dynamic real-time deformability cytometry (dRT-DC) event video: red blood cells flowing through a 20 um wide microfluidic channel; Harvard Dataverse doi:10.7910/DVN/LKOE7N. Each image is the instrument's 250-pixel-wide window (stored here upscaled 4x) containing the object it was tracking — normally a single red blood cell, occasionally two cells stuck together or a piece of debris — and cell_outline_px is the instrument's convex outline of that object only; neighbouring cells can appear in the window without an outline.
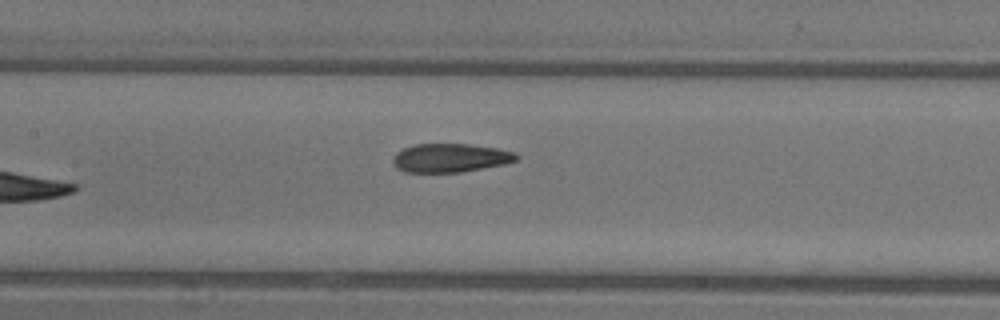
{"species": "common noctule bat (a hibernating species)", "species_latin": "Nyctalus noctula", "temperature_condition": "warm", "stored_images_in_passage": 8, "camera_frame_rate_fps": 3000, "um_per_image_px": 0.085, "animal": {"sex": "female"}, "frame": {"image": 1, "passage_image": 8, "time_ms": 2.333, "image_size_px": [1000, 320], "cell_outline_px": [[520, 156], [516, 160], [504, 164], [460, 172], [404, 172], [396, 168], [392, 160], [392, 156], [396, 152], [404, 148], [416, 144], [468, 144], [496, 148], [516, 152]], "centroid_in_image_um": [38.26, 13.42], "position_along_channel_um": 169.1, "area_um2": 20.63}}